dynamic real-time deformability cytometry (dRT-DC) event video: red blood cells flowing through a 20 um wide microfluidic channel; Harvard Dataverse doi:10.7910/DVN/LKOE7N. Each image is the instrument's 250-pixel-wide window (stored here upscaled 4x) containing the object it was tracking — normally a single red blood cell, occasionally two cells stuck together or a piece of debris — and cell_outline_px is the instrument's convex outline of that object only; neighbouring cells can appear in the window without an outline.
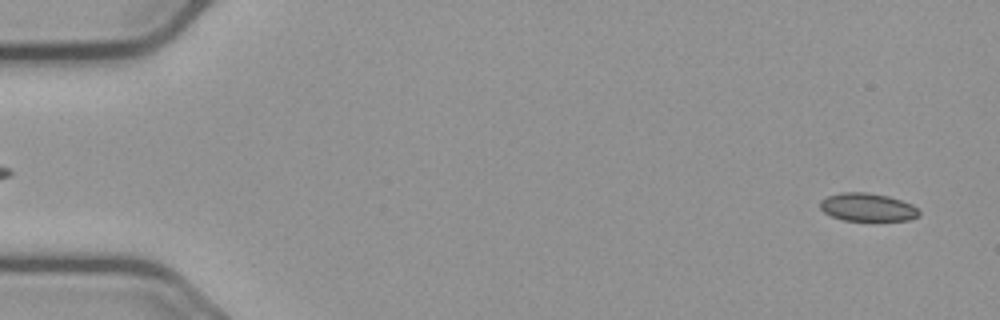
{"species": "common noctule bat (a hibernating species)", "species_latin": "Nyctalus noctula", "temperature_condition": "cold", "stored_images_in_passage": 55, "camera_frame_rate_fps": 3000, "um_per_image_px": 0.085, "animal": {"sex": "male", "body_mass_g": 23.1, "forearm_length_mm": 52.7}, "frame": {"image": 1, "passage_image": 2, "time_ms": 0.333, "image_size_px": [1000, 320], "cell_outline_px": [[920, 216], [908, 220], [844, 220], [832, 216], [824, 212], [820, 208], [820, 200], [828, 196], [840, 192], [868, 192], [888, 196], [912, 204], [920, 212]], "centroid_in_image_um": [73.73, 17.6], "position_along_channel_um": 11.3, "area_um2": 16.13}}
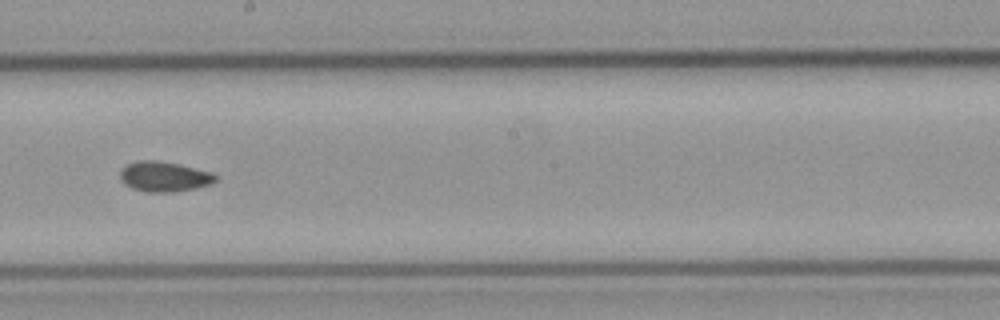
{"frame": {"image": 2, "passage_image": 31, "time_ms": 10.0, "image_size_px": [1000, 320], "cell_outline_px": [[216, 180], [212, 184], [196, 188], [172, 192], [144, 192], [132, 188], [124, 184], [120, 180], [120, 172], [128, 164], [140, 160], [156, 160], [176, 164], [212, 172], [216, 176]], "centroid_in_image_um": [13.95, 15.02], "position_along_channel_um": 234.3, "area_um2": 16.65}}
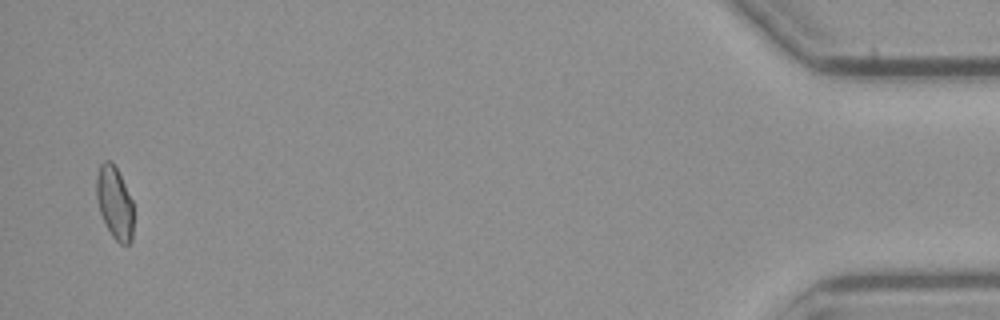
{"frame": {"image": 3, "passage_image": 54, "time_ms": 17.667, "image_size_px": [1000, 320], "cell_outline_px": [[132, 240], [128, 244], [120, 244], [112, 236], [100, 212], [96, 200], [96, 176], [100, 164], [104, 160], [112, 160], [132, 200]], "centroid_in_image_um": [9.72, 17.2], "position_along_channel_um": 425.5, "area_um2": 15.49}, "authors_computed_cell_mechanics": {"area_um2": 16.4152, "velocity_mm_per_s": 3.6756, "shape_relaxation_time_tau1_ms": null, "shape_relaxation_time_tau2_ms": 5.923, "deformation_change_tau1": null, "deformation_change_tau2": 0.0855}}